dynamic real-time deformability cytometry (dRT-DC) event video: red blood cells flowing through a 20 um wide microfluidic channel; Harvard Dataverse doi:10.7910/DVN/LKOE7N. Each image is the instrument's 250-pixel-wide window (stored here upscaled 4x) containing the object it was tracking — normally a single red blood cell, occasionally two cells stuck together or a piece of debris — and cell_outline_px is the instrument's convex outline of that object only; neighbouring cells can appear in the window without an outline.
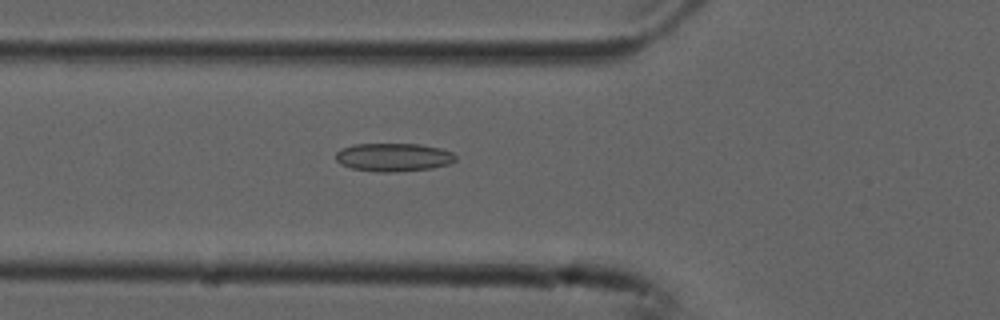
{"species": "common noctule bat (a hibernating species)", "species_latin": "Nyctalus noctula", "temperature_condition": "cold", "stored_images_in_passage": 54, "camera_frame_rate_fps": 3000, "um_per_image_px": 0.085, "animal": {"sex": "male", "forearm_length_mm": 52.5}, "frame": {"image": 1, "passage_image": 19, "time_ms": 6.0, "image_size_px": [1000, 320], "cell_outline_px": [[456, 160], [452, 164], [432, 168], [392, 172], [376, 172], [352, 168], [340, 164], [336, 160], [336, 152], [340, 148], [352, 144], [420, 144], [440, 148], [452, 152], [456, 156]], "centroid_in_image_um": [33.45, 13.36], "position_along_channel_um": 92.4, "area_um2": 19.94}}
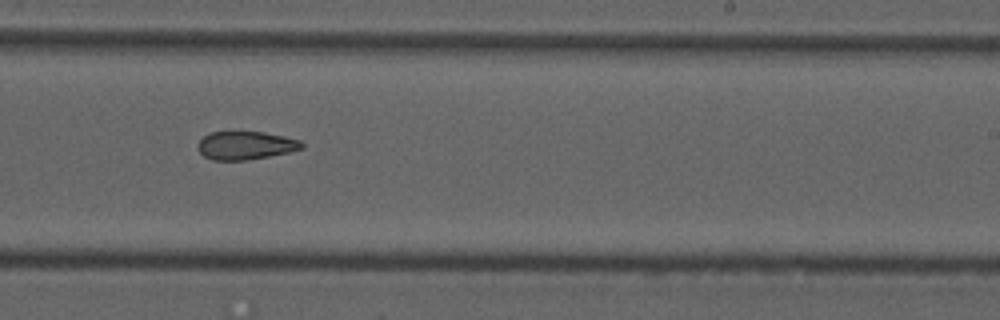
{"frame": {"image": 2, "passage_image": 33, "time_ms": 10.667, "image_size_px": [1000, 320], "cell_outline_px": [[304, 148], [288, 152], [268, 156], [244, 160], [212, 160], [204, 156], [196, 148], [196, 144], [208, 132], [264, 132], [284, 136], [300, 140], [304, 144]], "centroid_in_image_um": [20.85, 12.35], "position_along_channel_um": 268.2, "area_um2": 17.11}}
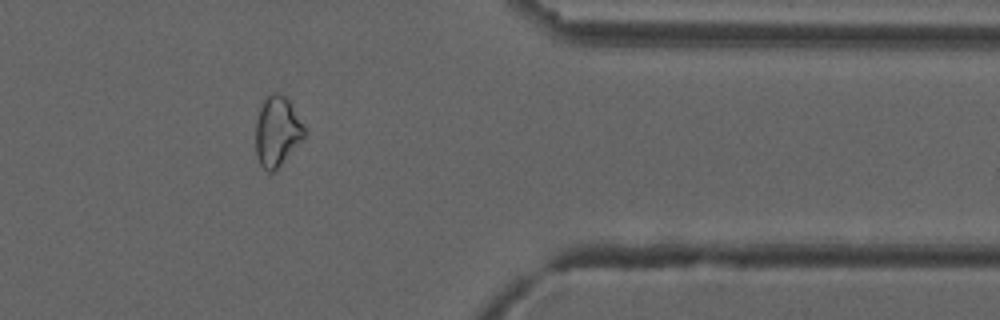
{"frame": {"image": 3, "passage_image": 44, "time_ms": 14.333, "image_size_px": [1000, 320], "cell_outline_px": [[304, 136], [276, 172], [268, 172], [260, 164], [256, 156], [256, 120], [260, 108], [264, 100], [272, 92], [276, 92], [288, 96], [304, 128]], "centroid_in_image_um": [23.54, 11.17], "position_along_channel_um": 387.9, "area_um2": 19.83}, "authors_computed_cell_mechanics": {"area_um2": 19.9121, "velocity_mm_per_s": 3.7647, "shape_relaxation_time_tau1_ms": null, "shape_relaxation_time_tau2_ms": 3.4499, "deformation_change_tau1": null, "deformation_change_tau2": 0.1022}}